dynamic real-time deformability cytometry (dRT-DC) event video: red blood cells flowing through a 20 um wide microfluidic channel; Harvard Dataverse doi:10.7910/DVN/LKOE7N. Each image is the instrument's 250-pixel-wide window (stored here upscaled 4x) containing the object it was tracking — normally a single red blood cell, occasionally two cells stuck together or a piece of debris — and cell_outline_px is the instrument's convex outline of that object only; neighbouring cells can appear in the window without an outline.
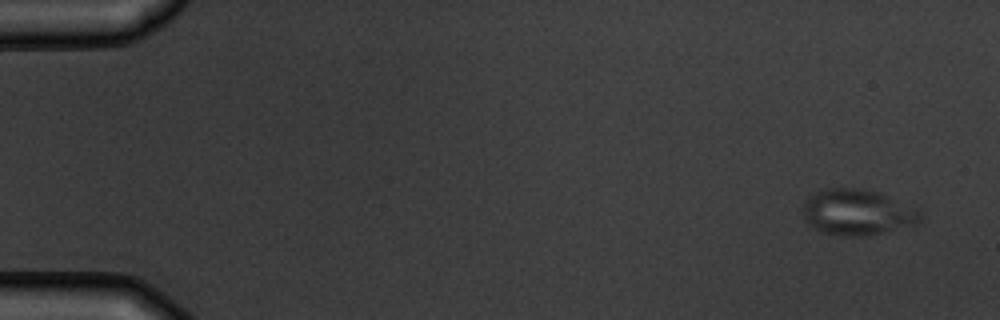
{"species": "common noctule bat (a hibernating species)", "species_latin": "Nyctalus noctula", "temperature_condition": "warm", "stored_images_in_passage": 6, "camera_frame_rate_fps": 3000, "um_per_image_px": 0.085, "animal": {"sex": "male", "body_mass_g": 19.5, "forearm_length_mm": 54.6}, "frame": {"image": 1, "passage_image": 1, "time_ms": 0.0, "image_size_px": [1000, 320], "cell_outline_px": [[920, 220], [916, 224], [864, 236], [844, 236], [820, 232], [808, 224], [804, 220], [804, 204], [816, 192], [824, 188], [856, 188], [880, 192], [920, 212]], "centroid_in_image_um": [72.82, 18.05], "position_along_channel_um": 12.2, "area_um2": 30.75}}